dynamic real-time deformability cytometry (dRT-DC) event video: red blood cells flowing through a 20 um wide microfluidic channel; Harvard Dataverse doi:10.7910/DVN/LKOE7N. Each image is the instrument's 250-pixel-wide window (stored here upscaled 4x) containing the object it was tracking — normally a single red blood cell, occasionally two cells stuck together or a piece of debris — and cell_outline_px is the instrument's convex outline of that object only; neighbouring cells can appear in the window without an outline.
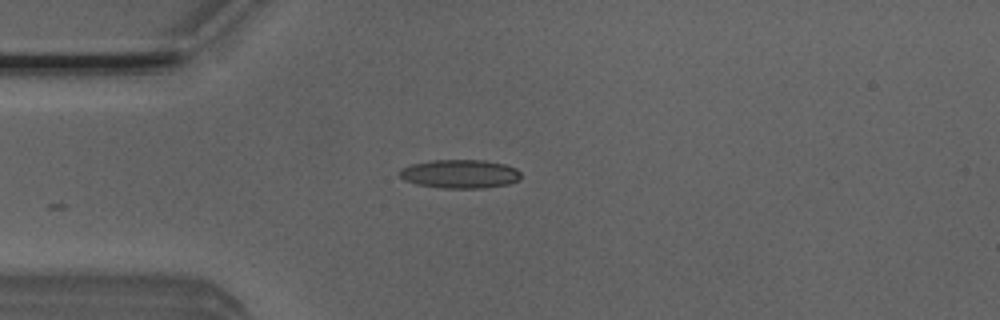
{"species": "Egyptian fruit bat (a non-hibernating species)", "species_latin": "Rousettus aegyptiacus", "temperature_condition": "room temperature", "stored_images_in_passage": 6, "camera_frame_rate_fps": 3000, "um_per_image_px": 0.085, "animal": {"sex": "male"}, "frame": {"image": 1, "passage_image": 1, "time_ms": 0.0, "image_size_px": [1000, 320], "cell_outline_px": [[520, 176], [516, 180], [508, 184], [484, 188], [444, 188], [416, 184], [404, 180], [396, 172], [400, 168], [412, 164], [432, 160], [484, 160], [504, 164], [516, 168], [520, 172]], "centroid_in_image_um": [39.05, 14.78], "position_along_channel_um": 46.0, "area_um2": 20.29}}